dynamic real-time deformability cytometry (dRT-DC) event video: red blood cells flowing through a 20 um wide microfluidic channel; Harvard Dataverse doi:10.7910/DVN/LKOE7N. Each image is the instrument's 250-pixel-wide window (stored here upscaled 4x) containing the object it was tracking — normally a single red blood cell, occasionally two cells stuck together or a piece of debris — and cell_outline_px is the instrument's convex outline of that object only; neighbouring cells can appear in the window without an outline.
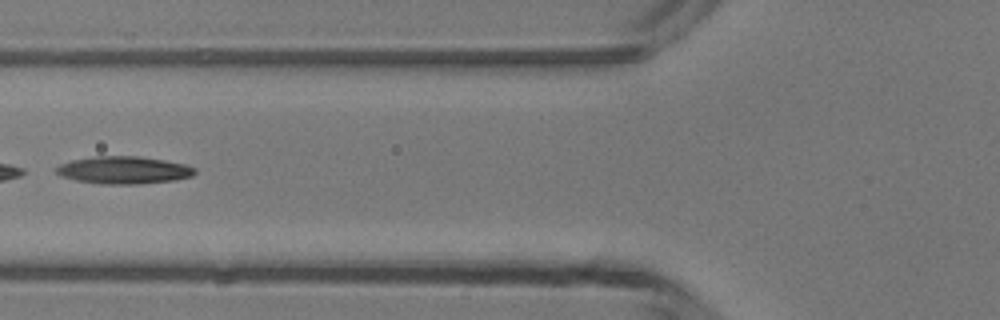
{"species": "common noctule bat (a hibernating species)", "species_latin": "Nyctalus noctula", "temperature_condition": "room temperature", "stored_images_in_passage": 3, "camera_frame_rate_fps": 3000, "um_per_image_px": 0.085, "animal": {"sex": "male", "body_mass_g": 13.3}, "frame": {"image": 1, "passage_image": 2, "time_ms": 1.333, "image_size_px": [1000, 320], "cell_outline_px": [[196, 172], [192, 176], [176, 180], [136, 184], [100, 184], [76, 180], [64, 176], [56, 172], [56, 168], [60, 164], [72, 160], [96, 156], [140, 156], [164, 160], [184, 164], [196, 168]], "centroid_in_image_um": [10.55, 14.46], "position_along_channel_um": 115.2, "area_um2": 22.08}}
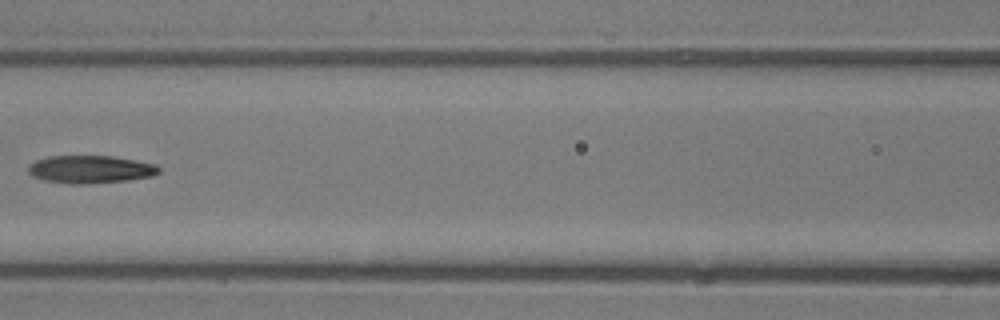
{"frame": {"image": 2, "passage_image": 3, "time_ms": 2.333, "image_size_px": [1000, 320], "cell_outline_px": [[160, 172], [152, 176], [128, 180], [84, 184], [68, 184], [44, 180], [32, 176], [28, 172], [28, 164], [36, 160], [48, 156], [112, 156], [156, 164], [160, 168]], "centroid_in_image_um": [7.66, 14.39], "position_along_channel_um": 158.9, "area_um2": 21.21}}